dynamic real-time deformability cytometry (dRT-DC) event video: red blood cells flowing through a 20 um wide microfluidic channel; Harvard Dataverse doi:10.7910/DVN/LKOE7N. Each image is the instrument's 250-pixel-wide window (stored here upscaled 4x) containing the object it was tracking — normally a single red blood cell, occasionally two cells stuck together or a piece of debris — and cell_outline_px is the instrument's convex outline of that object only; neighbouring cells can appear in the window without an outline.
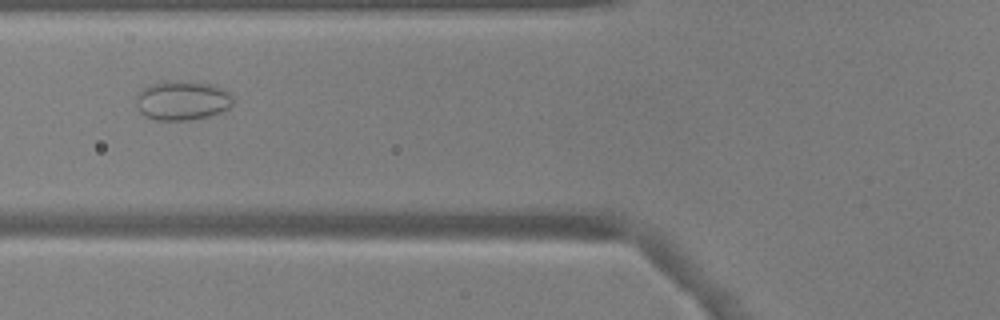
{"species": "common noctule bat (a hibernating species)", "species_latin": "Nyctalus noctula", "temperature_condition": "warm", "stored_images_in_passage": 53, "camera_frame_rate_fps": 3000, "um_per_image_px": 0.085, "animal": {"sex": "male", "body_mass_g": 17.9, "forearm_length_mm": 54.2}, "frame": {"image": 1, "passage_image": 21, "time_ms": 6.667, "image_size_px": [1000, 320], "cell_outline_px": [[232, 104], [228, 108], [220, 112], [208, 116], [188, 120], [156, 120], [144, 116], [140, 112], [136, 104], [136, 92], [148, 84], [168, 80], [184, 80], [212, 84], [228, 92], [232, 96]], "centroid_in_image_um": [15.43, 8.52], "position_along_channel_um": 110.4, "area_um2": 22.54}}
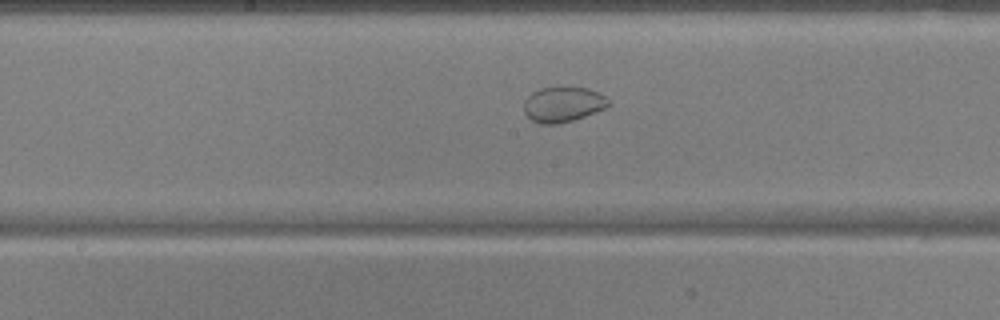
{"frame": {"image": 2, "passage_image": 28, "time_ms": 9.0, "image_size_px": [1000, 320], "cell_outline_px": [[612, 104], [604, 108], [584, 116], [572, 120], [556, 124], [540, 124], [532, 120], [524, 112], [524, 100], [532, 92], [540, 88], [588, 88], [604, 96]], "centroid_in_image_um": [47.83, 8.88], "position_along_channel_um": 200.4, "area_um2": 17.05}}
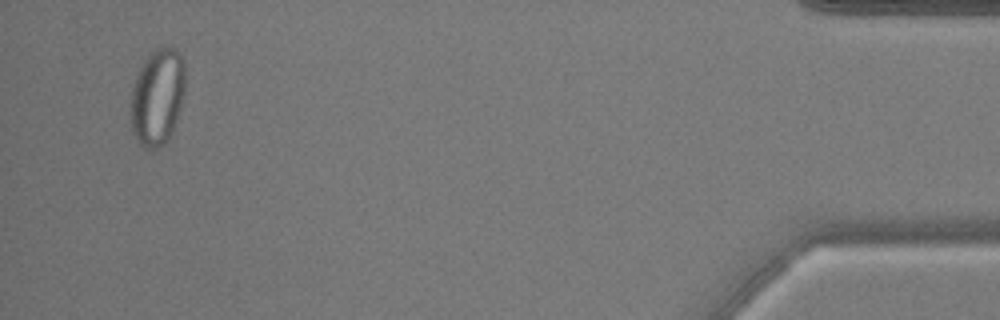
{"frame": {"image": 3, "passage_image": 51, "time_ms": 16.667, "image_size_px": [1000, 320], "cell_outline_px": [[184, 96], [172, 132], [168, 140], [160, 148], [148, 148], [140, 144], [132, 132], [128, 120], [128, 112], [132, 88], [136, 76], [144, 60], [156, 48], [168, 44], [176, 48], [180, 52], [184, 64]], "centroid_in_image_um": [13.35, 8.23], "position_along_channel_um": 421.8, "area_um2": 31.39}}